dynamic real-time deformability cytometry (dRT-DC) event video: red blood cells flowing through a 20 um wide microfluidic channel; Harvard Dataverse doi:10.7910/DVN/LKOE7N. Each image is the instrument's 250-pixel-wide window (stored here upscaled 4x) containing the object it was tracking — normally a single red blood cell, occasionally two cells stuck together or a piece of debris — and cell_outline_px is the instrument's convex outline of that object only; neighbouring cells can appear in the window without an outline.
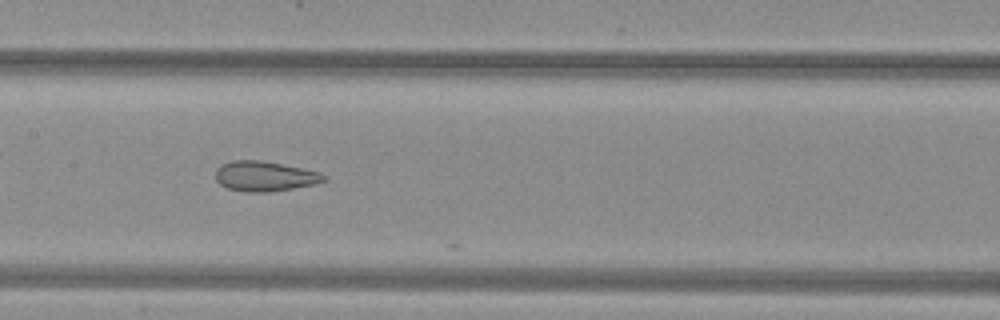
{"species": "common noctule bat (a hibernating species)", "species_latin": "Nyctalus noctula", "temperature_condition": "warm", "stored_images_in_passage": 36, "camera_frame_rate_fps": 3000, "um_per_image_px": 0.085, "animal": {"sex": "female", "body_mass_g": 29.2, "forearm_length_mm": 56.3}, "frame": {"image": 1, "passage_image": 11, "time_ms": 3.333, "image_size_px": [1000, 320], "cell_outline_px": [[324, 180], [312, 184], [292, 188], [268, 192], [244, 192], [228, 188], [220, 184], [216, 180], [216, 168], [220, 164], [232, 160], [260, 160], [304, 168], [320, 172], [324, 176]], "centroid_in_image_um": [22.44, 14.97], "position_along_channel_um": 185.0, "area_um2": 18.84}, "authors_computed_cell_mechanics": {"area_um2": 20.5479, "velocity_mm_per_s": 4.0539, "shape_relaxation_time_tau1_ms": null, "shape_relaxation_time_tau2_ms": 1.9248, "deformation_change_tau1": null, "deformation_change_tau2": 0.0998}}